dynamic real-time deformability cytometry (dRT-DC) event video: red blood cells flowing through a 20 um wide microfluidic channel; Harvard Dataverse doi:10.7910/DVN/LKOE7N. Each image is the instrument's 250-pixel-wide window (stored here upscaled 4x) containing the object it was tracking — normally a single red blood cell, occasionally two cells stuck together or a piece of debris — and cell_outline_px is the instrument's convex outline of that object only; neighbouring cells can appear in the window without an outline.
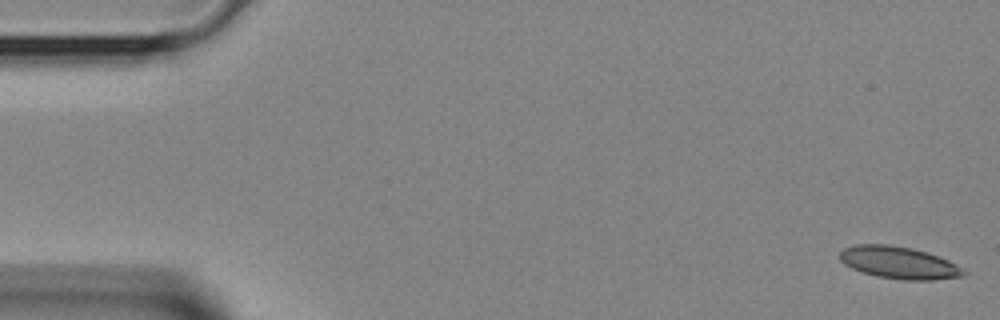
{"species": "Egyptian fruit bat (a non-hibernating species)", "species_latin": "Rousettus aegyptiacus", "temperature_condition": "room temperature", "stored_images_in_passage": 4, "camera_frame_rate_fps": 3000, "um_per_image_px": 0.085, "animal": {"sex": "female"}, "frame": {"image": 1, "passage_image": 1, "time_ms": 0.0, "image_size_px": [1000, 320], "cell_outline_px": [[968, 272], [964, 276], [932, 280], [904, 280], [876, 276], [852, 268], [844, 264], [840, 260], [840, 252], [844, 248], [856, 244], [888, 244], [912, 248], [928, 252], [948, 260]], "centroid_in_image_um": [76.41, 22.32], "position_along_channel_um": 8.6, "area_um2": 23.24}}
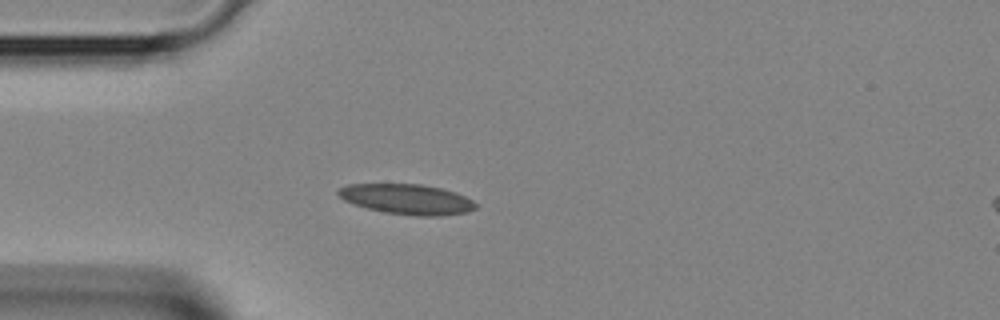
{"frame": {"image": 2, "passage_image": 4, "time_ms": 1.0, "image_size_px": [1000, 320], "cell_outline_px": [[476, 208], [468, 212], [440, 216], [416, 216], [384, 212], [368, 208], [344, 200], [336, 192], [340, 188], [348, 184], [420, 184], [440, 188], [456, 192], [472, 200], [476, 204]], "centroid_in_image_um": [34.62, 16.93], "position_along_channel_um": 50.4, "area_um2": 24.04}}